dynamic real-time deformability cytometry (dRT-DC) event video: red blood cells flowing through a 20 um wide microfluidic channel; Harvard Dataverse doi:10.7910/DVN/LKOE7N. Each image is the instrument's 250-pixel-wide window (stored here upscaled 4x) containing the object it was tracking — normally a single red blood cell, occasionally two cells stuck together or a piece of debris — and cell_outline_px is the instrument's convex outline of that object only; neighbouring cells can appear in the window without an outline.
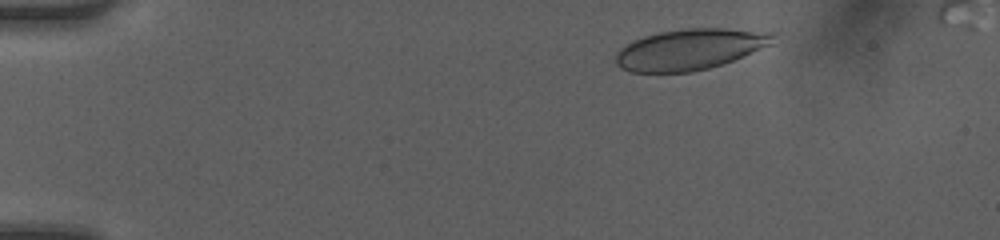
{"species": "human", "species_latin": "Homo sapiens", "temperature_condition": "room temperature", "stored_images_in_passage": 6, "camera_frame_rate_fps": 3000, "um_per_image_px": 0.085, "donor": {"sex": "female"}, "frame": {"image": 1, "passage_image": 1, "time_ms": 0.0, "image_size_px": [1000, 240], "cell_outline_px": [[776, 32], [772, 44], [732, 60], [708, 68], [692, 72], [632, 72], [620, 68], [616, 64], [616, 52], [624, 44], [632, 40], [644, 36], [660, 32], [684, 28], [724, 28]], "centroid_in_image_um": [58.62, 4.18], "position_along_channel_um": 26.4, "area_um2": 37.51}}
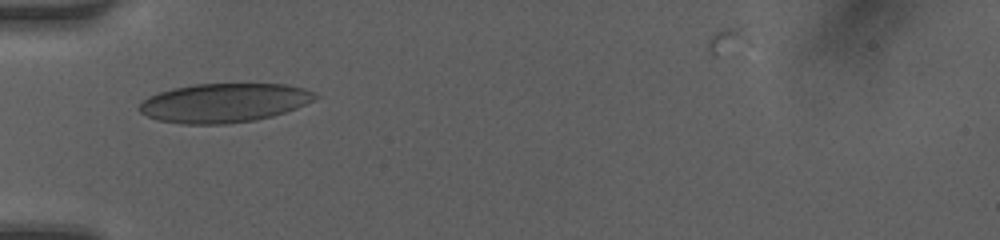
{"frame": {"image": 2, "passage_image": 5, "time_ms": 1.333, "image_size_px": [1000, 240], "cell_outline_px": [[320, 96], [296, 108], [272, 116], [256, 120], [224, 124], [184, 124], [160, 120], [148, 116], [140, 112], [136, 108], [148, 96], [156, 92], [172, 88], [192, 84], [288, 84], [304, 88]], "centroid_in_image_um": [19.01, 8.73], "position_along_channel_um": 66.0, "area_um2": 40.0}}